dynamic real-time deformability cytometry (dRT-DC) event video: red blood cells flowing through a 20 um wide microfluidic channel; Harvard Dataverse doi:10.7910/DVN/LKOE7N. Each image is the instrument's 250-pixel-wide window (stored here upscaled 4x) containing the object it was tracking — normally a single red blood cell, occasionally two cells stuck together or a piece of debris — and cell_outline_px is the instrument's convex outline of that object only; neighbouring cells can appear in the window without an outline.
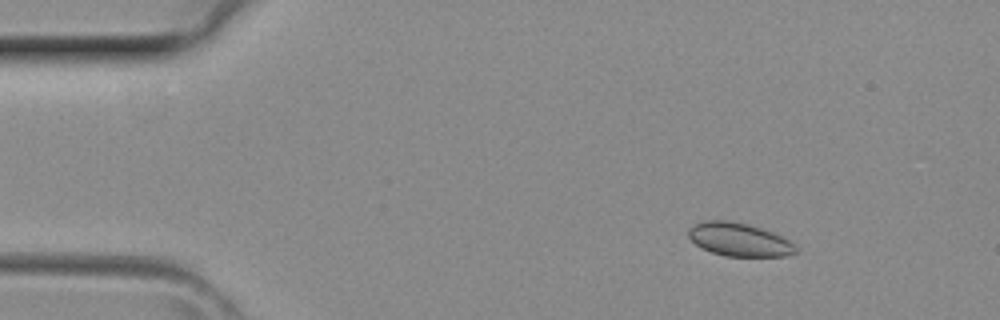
{"species": "common noctule bat (a hibernating species)", "species_latin": "Nyctalus noctula", "temperature_condition": "room temperature", "stored_images_in_passage": 4, "camera_frame_rate_fps": 3000, "um_per_image_px": 0.085, "animal": {"sex": "female", "body_mass_g": 29.2, "forearm_length_mm": 56.3}, "frame": {"image": 1, "passage_image": 1, "time_ms": 0.0, "image_size_px": [1000, 320], "cell_outline_px": [[796, 252], [784, 256], [724, 256], [712, 252], [696, 244], [688, 236], [688, 228], [692, 224], [708, 220], [728, 220], [748, 224], [772, 232], [788, 240], [796, 248]], "centroid_in_image_um": [62.78, 20.35], "position_along_channel_um": 22.2, "area_um2": 20.58}}
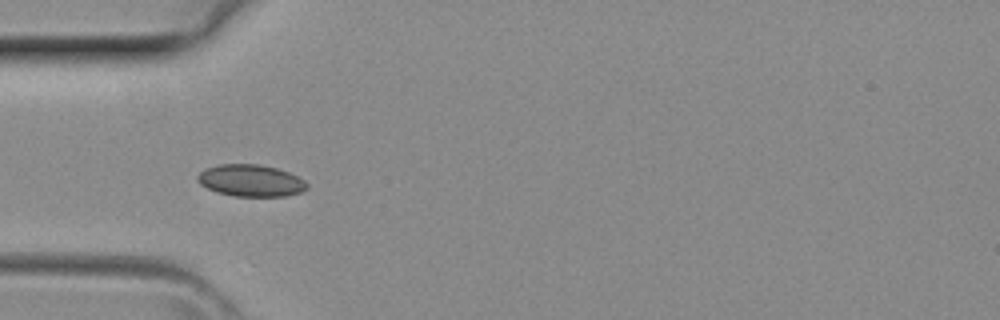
{"frame": {"image": 2, "passage_image": 3, "time_ms": 0.667, "image_size_px": [1000, 320], "cell_outline_px": [[308, 188], [300, 192], [284, 196], [232, 196], [216, 192], [200, 184], [196, 180], [196, 176], [204, 168], [220, 164], [260, 164], [276, 168], [288, 172], [304, 180], [308, 184]], "centroid_in_image_um": [21.28, 15.34], "position_along_channel_um": 63.7, "area_um2": 20.4}}
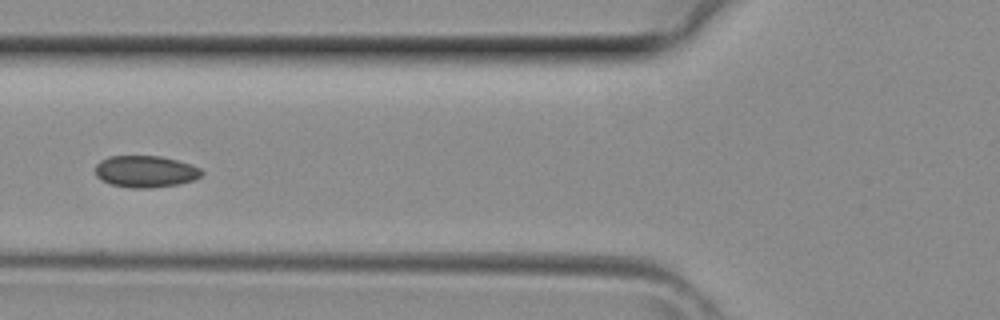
{"frame": {"image": 3, "passage_image": 4, "time_ms": 1.0, "image_size_px": [1000, 320], "cell_outline_px": [[204, 172], [200, 176], [192, 180], [176, 184], [148, 188], [128, 188], [112, 184], [100, 180], [96, 176], [96, 164], [100, 160], [108, 156], [160, 156], [192, 164], [200, 168]], "centroid_in_image_um": [12.34, 14.57], "position_along_channel_um": 113.5, "area_um2": 19.65}}